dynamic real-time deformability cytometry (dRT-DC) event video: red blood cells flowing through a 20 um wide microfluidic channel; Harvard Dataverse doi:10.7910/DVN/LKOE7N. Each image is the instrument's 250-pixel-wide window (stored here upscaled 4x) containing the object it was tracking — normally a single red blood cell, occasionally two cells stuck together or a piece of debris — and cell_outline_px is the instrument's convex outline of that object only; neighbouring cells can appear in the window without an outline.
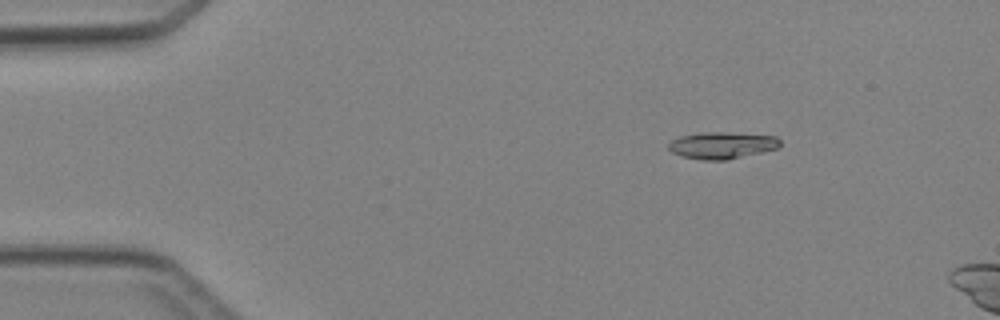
{"species": "Egyptian fruit bat (a non-hibernating species)", "species_latin": "Rousettus aegyptiacus", "temperature_condition": "cold", "stored_images_in_passage": 3, "camera_frame_rate_fps": 3000, "um_per_image_px": 0.085, "animal": {"sex": "female"}, "frame": {"image": 1, "passage_image": 1, "time_ms": 0.0, "image_size_px": [1000, 320], "cell_outline_px": [[780, 144], [776, 148], [728, 160], [700, 160], [684, 156], [672, 152], [668, 148], [668, 144], [672, 140], [680, 136], [700, 132], [728, 132], [776, 136], [780, 140]], "centroid_in_image_um": [61.34, 12.34], "position_along_channel_um": 23.7, "area_um2": 17.34}}